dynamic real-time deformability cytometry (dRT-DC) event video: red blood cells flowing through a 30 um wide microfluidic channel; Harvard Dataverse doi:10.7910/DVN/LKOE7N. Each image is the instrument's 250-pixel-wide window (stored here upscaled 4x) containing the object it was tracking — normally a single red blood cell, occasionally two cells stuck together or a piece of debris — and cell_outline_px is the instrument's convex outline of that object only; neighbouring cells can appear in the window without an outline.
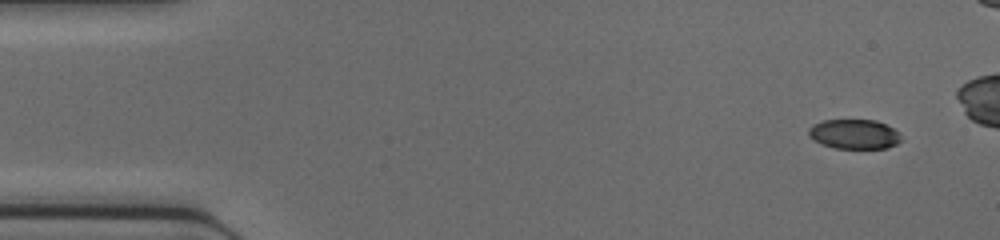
{"species": "common noctule bat (a hibernating species)", "species_latin": "Nyctalus noctula", "temperature_condition": "cold", "stored_images_in_passage": 45, "camera_frame_rate_fps": 3000, "um_per_image_px": 0.085, "animal": {"sex": "female", "body_mass_g": 17.0, "forearm_length_mm": 48.0}, "frame": {"image": 1, "passage_image": 1, "time_ms": 0.0, "image_size_px": [1000, 240], "cell_outline_px": [[900, 140], [896, 144], [888, 148], [836, 148], [824, 144], [808, 136], [808, 128], [812, 124], [824, 120], [876, 120], [892, 128], [900, 136]], "centroid_in_image_um": [72.58, 11.39], "position_along_channel_um": 12.4, "area_um2": 15.72}}
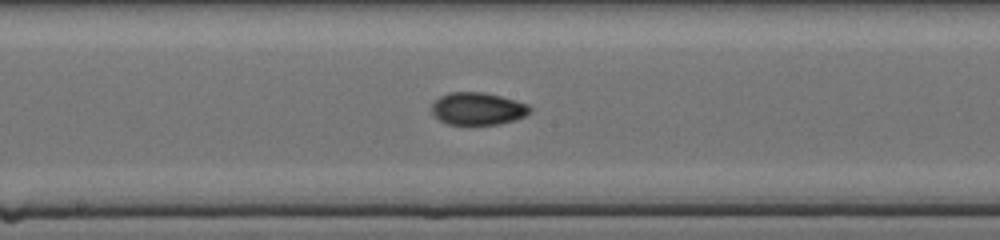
{"frame": {"image": 2, "passage_image": 22, "time_ms": 7.0, "image_size_px": [1000, 240], "cell_outline_px": [[532, 112], [516, 120], [500, 124], [448, 124], [432, 116], [432, 104], [440, 96], [448, 92], [484, 92], [516, 100], [528, 104], [532, 108]], "centroid_in_image_um": [40.63, 9.24], "position_along_channel_um": 207.6, "area_um2": 18.73}}
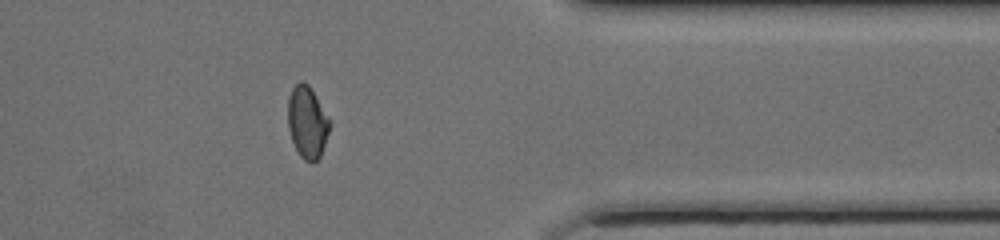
{"frame": {"image": 3, "passage_image": 35, "time_ms": 11.333, "image_size_px": [1000, 240], "cell_outline_px": [[332, 124], [320, 156], [312, 164], [304, 160], [300, 156], [292, 140], [288, 128], [288, 96], [292, 88], [300, 80], [308, 84], [332, 120]], "centroid_in_image_um": [26.14, 10.38], "position_along_channel_um": 385.3, "area_um2": 17.8}}